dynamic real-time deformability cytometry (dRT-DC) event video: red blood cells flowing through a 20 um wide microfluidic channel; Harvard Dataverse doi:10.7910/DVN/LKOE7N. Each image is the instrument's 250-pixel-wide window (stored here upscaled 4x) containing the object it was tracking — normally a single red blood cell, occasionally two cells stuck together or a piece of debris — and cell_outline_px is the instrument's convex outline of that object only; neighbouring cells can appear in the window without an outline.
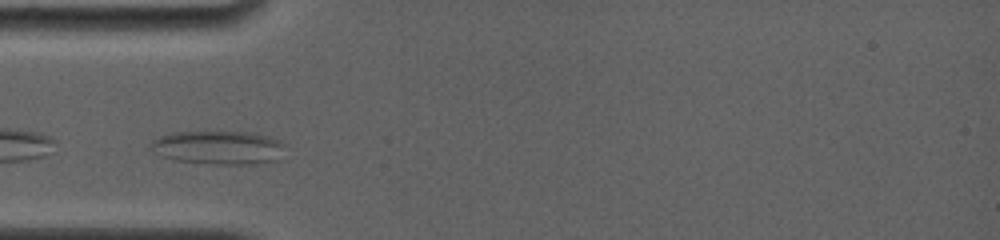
{"species": "common noctule bat (a hibernating species)", "species_latin": "Nyctalus noctula", "temperature_condition": "room temperature", "stored_images_in_passage": 37, "camera_frame_rate_fps": 4000, "um_per_image_px": 0.085, "animal": {"sex": "female", "body_mass_g": 19.0, "forearm_length_mm": 56.7}, "frame": {"image": 1, "passage_image": 1, "time_ms": 0.0, "image_size_px": [1000, 240], "cell_outline_px": [[284, 144], [280, 160], [244, 164], [216, 164], [176, 160], [164, 156], [148, 148], [148, 144], [152, 140], [160, 136], [172, 132], [252, 132], [268, 136], [280, 140]], "centroid_in_image_um": [18.56, 12.53], "position_along_channel_um": 66.4, "area_um2": 26.24}}
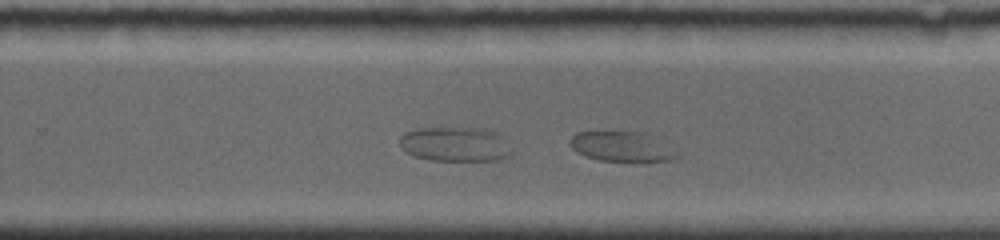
{"frame": {"image": 2, "passage_image": 28, "time_ms": 5.75, "image_size_px": [1000, 240], "cell_outline_px": [[680, 152], [676, 156], [668, 160], [648, 164], [636, 164], [600, 160], [584, 156], [576, 152], [568, 144], [568, 140], [576, 132], [640, 132]], "centroid_in_image_um": [52.81, 12.53], "position_along_channel_um": 277.0, "area_um2": 19.13}}
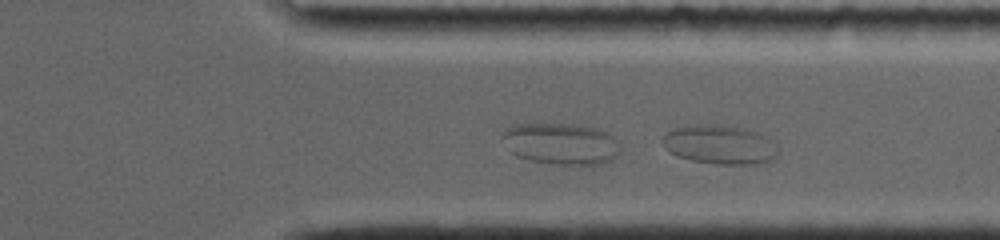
{"frame": {"image": 3, "passage_image": 36, "time_ms": 7.75, "image_size_px": [1000, 240], "cell_outline_px": [[776, 156], [768, 160], [756, 164], [716, 164], [692, 160], [676, 156], [668, 152], [664, 148], [660, 140], [672, 128], [696, 124], [724, 124], [756, 132], [764, 136], [768, 140], [776, 152]], "centroid_in_image_um": [61.05, 12.28], "position_along_channel_um": 350.4, "area_um2": 26.01}}